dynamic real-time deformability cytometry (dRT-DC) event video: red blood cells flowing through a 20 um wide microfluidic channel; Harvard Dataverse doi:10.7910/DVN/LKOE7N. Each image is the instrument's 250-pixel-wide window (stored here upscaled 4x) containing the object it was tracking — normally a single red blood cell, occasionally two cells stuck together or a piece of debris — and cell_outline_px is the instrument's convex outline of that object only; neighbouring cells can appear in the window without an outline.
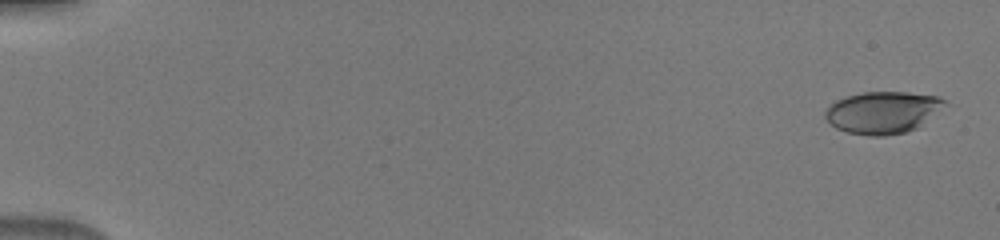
{"species": "human", "species_latin": "Homo sapiens", "temperature_condition": "warm", "stored_images_in_passage": 36, "camera_frame_rate_fps": 3000, "um_per_image_px": 0.085, "donor": {"sex": "male"}, "frame": {"image": 1, "passage_image": 2, "time_ms": 0.333, "image_size_px": [1000, 240], "cell_outline_px": [[948, 104], [916, 128], [908, 132], [884, 136], [868, 136], [848, 132], [836, 128], [824, 116], [824, 112], [836, 100], [844, 96], [864, 92], [908, 92], [936, 96], [944, 100]], "centroid_in_image_um": [75.03, 9.55], "position_along_channel_um": 10.0, "area_um2": 29.19}}
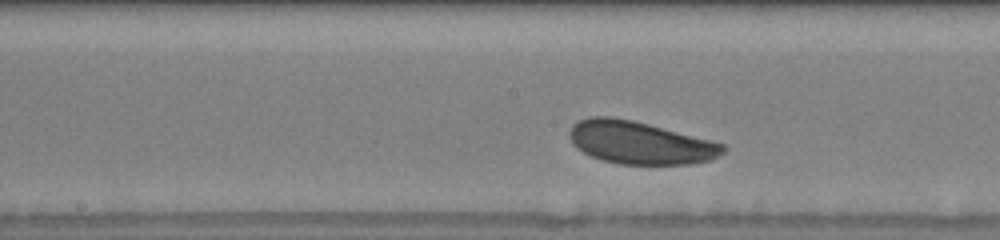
{"frame": {"image": 2, "passage_image": 20, "time_ms": 6.333, "image_size_px": [1000, 240], "cell_outline_px": [[728, 148], [720, 156], [712, 160], [692, 164], [620, 164], [604, 160], [592, 156], [576, 148], [572, 144], [568, 136], [568, 132], [572, 124], [580, 120], [592, 116], [612, 116], [632, 120], [648, 124], [724, 144]], "centroid_in_image_um": [54.38, 12.13], "position_along_channel_um": 193.8, "area_um2": 38.21}}
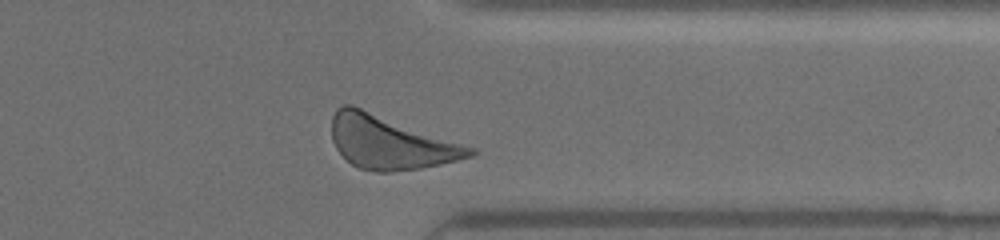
{"frame": {"image": 3, "passage_image": 34, "time_ms": 11.0, "image_size_px": [1000, 240], "cell_outline_px": [[476, 152], [472, 156], [424, 168], [388, 172], [376, 172], [360, 168], [352, 164], [336, 148], [332, 140], [332, 116], [336, 108], [344, 104], [352, 104], [476, 148]], "centroid_in_image_um": [33.16, 12.09], "position_along_channel_um": 378.2, "area_um2": 42.95}}